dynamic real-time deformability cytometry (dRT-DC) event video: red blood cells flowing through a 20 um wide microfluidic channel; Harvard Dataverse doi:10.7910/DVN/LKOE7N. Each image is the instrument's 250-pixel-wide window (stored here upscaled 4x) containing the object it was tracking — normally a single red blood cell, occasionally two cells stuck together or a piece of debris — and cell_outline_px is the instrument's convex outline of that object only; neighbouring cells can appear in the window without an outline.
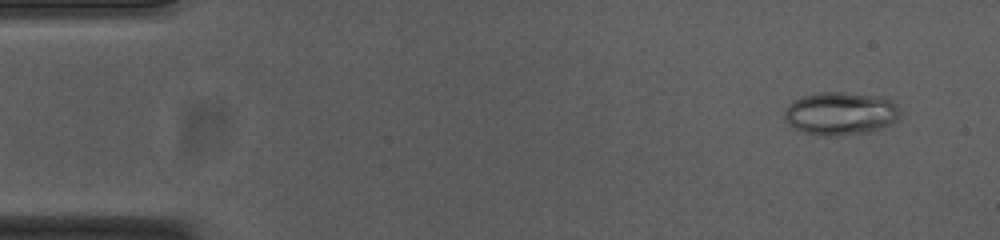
{"species": "common noctule bat (a hibernating species)", "species_latin": "Nyctalus noctula", "temperature_condition": "cold", "stored_images_in_passage": 54, "camera_frame_rate_fps": 3000, "um_per_image_px": 0.085, "animal": {"sex": "female", "body_mass_g": 23.0, "forearm_length_mm": 53.4}, "frame": {"image": 1, "passage_image": 4, "time_ms": 1.0, "image_size_px": [1000, 240], "cell_outline_px": [[900, 116], [896, 120], [880, 128], [868, 132], [828, 136], [824, 136], [804, 132], [792, 128], [784, 120], [784, 112], [788, 104], [792, 100], [804, 96], [820, 92], [844, 92], [880, 96], [892, 100], [896, 104], [900, 112]], "centroid_in_image_um": [71.41, 9.63], "position_along_channel_um": 13.6, "area_um2": 29.07}}
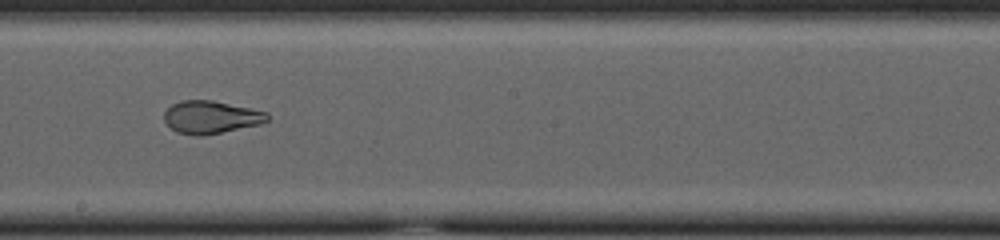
{"frame": {"image": 2, "passage_image": 30, "time_ms": 9.667, "image_size_px": [1000, 240], "cell_outline_px": [[268, 120], [260, 124], [200, 136], [196, 136], [176, 132], [164, 120], [164, 112], [172, 104], [180, 100], [212, 100], [252, 108], [268, 112]], "centroid_in_image_um": [17.92, 9.94], "position_along_channel_um": 230.3, "area_um2": 19.59}}
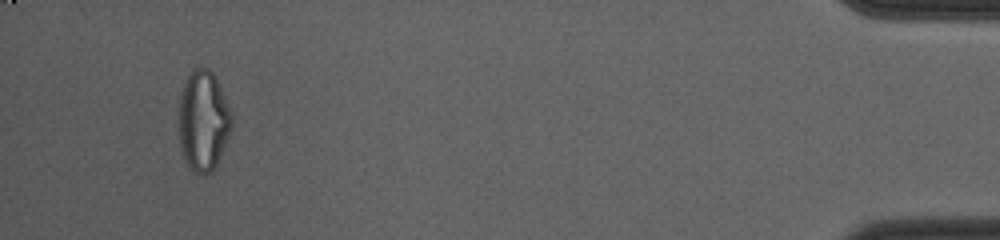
{"frame": {"image": 3, "passage_image": 51, "time_ms": 16.667, "image_size_px": [1000, 240], "cell_outline_px": [[232, 128], [216, 164], [212, 172], [200, 176], [188, 164], [180, 148], [176, 120], [176, 116], [180, 96], [184, 84], [188, 76], [200, 64], [208, 68], [216, 76], [232, 112]], "centroid_in_image_um": [17.25, 10.23], "position_along_channel_um": 417.9, "area_um2": 31.56}, "authors_computed_cell_mechanics": {"area_um2": 24.9696, "velocity_mm_per_s": 3.7653, "shape_relaxation_time_tau1_ms": null, "shape_relaxation_time_tau2_ms": 1.313, "deformation_change_tau1": null, "deformation_change_tau2": 0.0609}}